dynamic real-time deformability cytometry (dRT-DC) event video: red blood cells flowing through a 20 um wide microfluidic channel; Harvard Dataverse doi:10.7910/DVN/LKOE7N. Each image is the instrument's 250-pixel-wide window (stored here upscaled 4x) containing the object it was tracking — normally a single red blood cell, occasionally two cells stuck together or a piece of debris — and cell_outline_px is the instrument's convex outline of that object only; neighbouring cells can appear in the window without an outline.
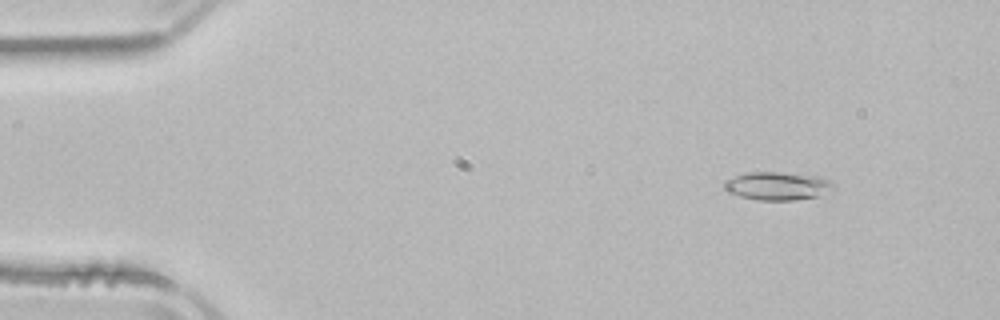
{"species": "common noctule bat (a hibernating species)", "species_latin": "Nyctalus noctula", "temperature_condition": "room temperature", "stored_images_in_passage": 29, "camera_frame_rate_fps": 3000, "um_per_image_px": 0.085, "animal": {"sex": "male", "body_mass_g": 21.5, "forearm_length_mm": 52.0}, "frame": {"image": 1, "passage_image": 3, "time_ms": 0.667, "image_size_px": [1000, 320], "cell_outline_px": [[836, 188], [816, 196], [796, 200], [760, 200], [740, 196], [728, 192], [724, 188], [724, 184], [728, 180], [736, 176], [748, 172], [780, 172], [820, 176], [828, 180]], "centroid_in_image_um": [66.1, 15.8], "position_along_channel_um": 18.9, "area_um2": 17.69}}
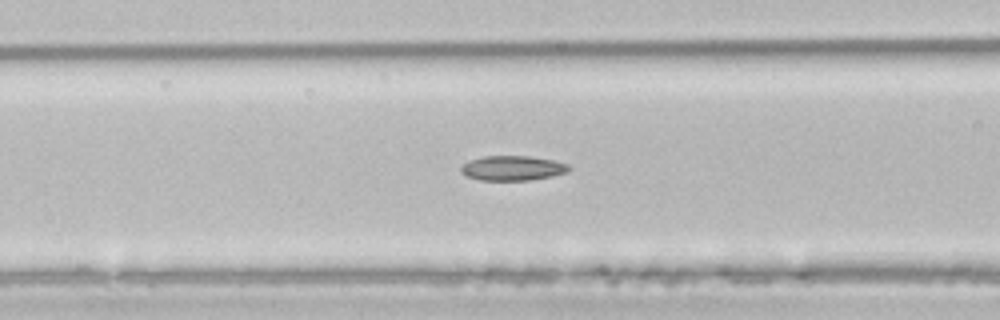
{"frame": {"image": 2, "passage_image": 18, "time_ms": 5.667, "image_size_px": [1000, 320], "cell_outline_px": [[568, 172], [552, 176], [528, 180], [480, 180], [468, 176], [460, 172], [460, 168], [468, 160], [484, 156], [528, 156], [552, 160], [568, 164]], "centroid_in_image_um": [43.53, 14.29], "position_along_channel_um": 123.1, "area_um2": 15.43}}
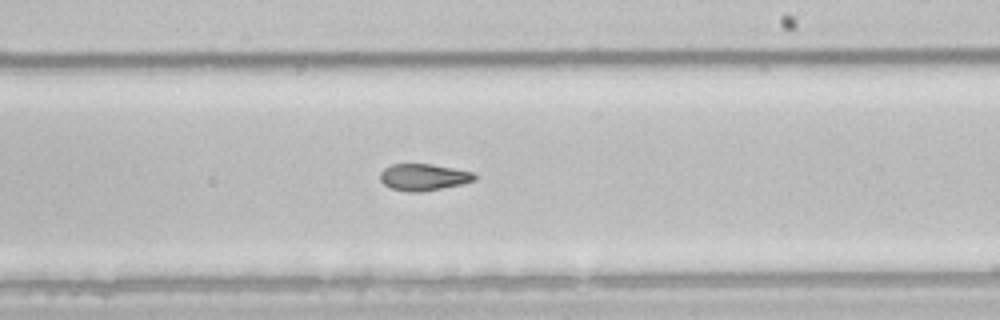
{"frame": {"image": 3, "passage_image": 28, "time_ms": 9.0, "image_size_px": [1000, 320], "cell_outline_px": [[476, 180], [460, 184], [424, 192], [408, 192], [392, 188], [384, 184], [380, 180], [380, 172], [384, 168], [392, 164], [432, 164], [472, 172], [476, 176]], "centroid_in_image_um": [35.98, 15.06], "position_along_channel_um": 253.0, "area_um2": 14.62}}